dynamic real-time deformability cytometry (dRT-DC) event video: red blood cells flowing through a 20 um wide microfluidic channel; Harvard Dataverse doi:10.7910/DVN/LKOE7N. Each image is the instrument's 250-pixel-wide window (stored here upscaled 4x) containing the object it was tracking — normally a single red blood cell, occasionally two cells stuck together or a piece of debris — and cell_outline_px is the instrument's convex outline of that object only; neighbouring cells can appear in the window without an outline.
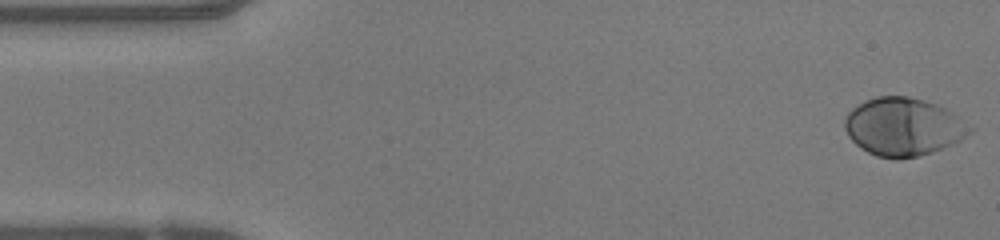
{"species": "human", "species_latin": "Homo sapiens", "temperature_condition": "warm", "stored_images_in_passage": 48, "camera_frame_rate_fps": 3000, "um_per_image_px": 0.085, "donor": {"sex": "female"}, "frame": {"image": 1, "passage_image": 1, "time_ms": 0.0, "image_size_px": [1000, 240], "cell_outline_px": [[976, 128], [972, 132], [960, 140], [952, 144], [932, 152], [916, 156], [896, 160], [876, 156], [860, 148], [848, 136], [844, 128], [844, 120], [848, 112], [852, 108], [864, 100], [876, 96], [908, 96], [924, 100], [936, 104], [952, 112], [972, 124]], "centroid_in_image_um": [76.79, 10.78], "position_along_channel_um": 8.2, "area_um2": 42.71}}
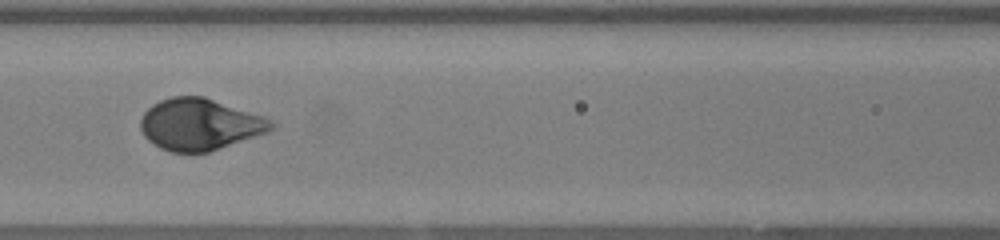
{"frame": {"image": 2, "passage_image": 20, "time_ms": 6.333, "image_size_px": [1000, 240], "cell_outline_px": [[276, 128], [268, 132], [208, 152], [172, 152], [160, 148], [148, 140], [144, 136], [140, 128], [140, 120], [144, 112], [152, 104], [160, 100], [172, 96], [204, 96], [264, 116], [272, 120], [276, 124]], "centroid_in_image_um": [16.99, 10.56], "position_along_channel_um": 149.6, "area_um2": 39.42}}
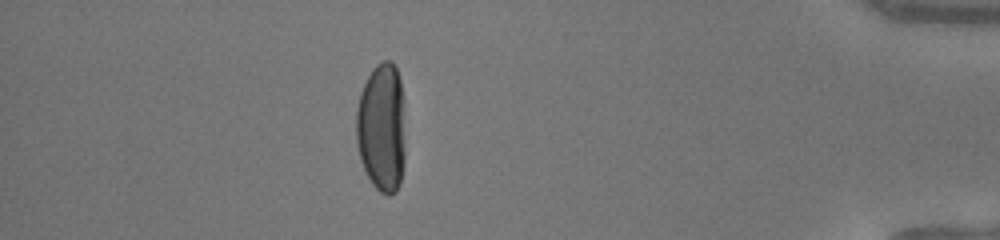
{"frame": {"image": 3, "passage_image": 42, "time_ms": 13.667, "image_size_px": [1000, 240], "cell_outline_px": [[404, 164], [400, 184], [396, 192], [388, 196], [380, 192], [372, 184], [360, 160], [356, 144], [356, 108], [360, 92], [372, 68], [376, 64], [384, 60], [392, 60], [396, 68], [400, 80], [404, 152]], "centroid_in_image_um": [32.41, 10.87], "position_along_channel_um": 402.8, "area_um2": 36.93}, "authors_computed_cell_mechanics": {"area_um2": 39.4774, "velocity_mm_per_s": 4.1568, "shape_relaxation_time_tau1_ms": 2.2633, "shape_relaxation_time_tau2_ms": null, "deformation_change_tau1": 0.1776, "deformation_change_tau2": null}}